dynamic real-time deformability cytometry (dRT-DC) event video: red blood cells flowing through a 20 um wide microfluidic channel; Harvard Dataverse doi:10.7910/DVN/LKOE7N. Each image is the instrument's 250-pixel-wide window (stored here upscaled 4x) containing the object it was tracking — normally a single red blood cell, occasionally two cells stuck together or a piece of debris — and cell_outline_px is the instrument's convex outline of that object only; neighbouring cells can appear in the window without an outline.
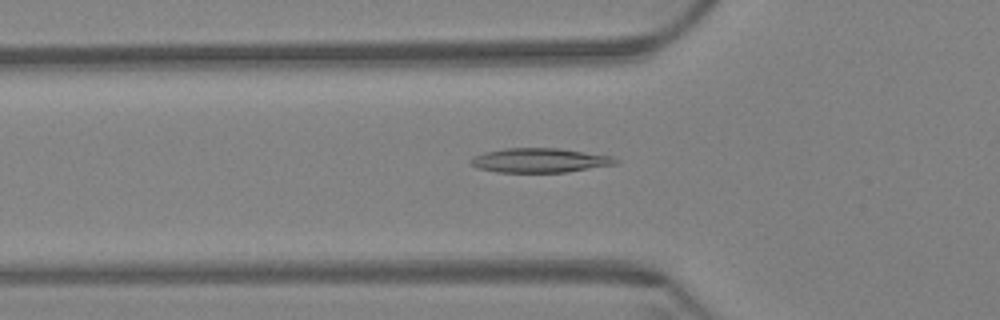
{"species": "Egyptian fruit bat (a non-hibernating species)", "species_latin": "Rousettus aegyptiacus", "temperature_condition": "warm", "stored_images_in_passage": 48, "camera_frame_rate_fps": 3000, "um_per_image_px": 0.085, "animal": {"sex": "female"}, "frame": {"image": 1, "passage_image": 7, "time_ms": 2.0, "image_size_px": [1000, 320], "cell_outline_px": [[620, 160], [616, 164], [564, 172], [496, 172], [480, 168], [472, 164], [468, 160], [472, 156], [484, 152], [504, 148], [560, 148], [612, 156]], "centroid_in_image_um": [45.86, 13.62], "position_along_channel_um": 79.9, "area_um2": 20.52}}
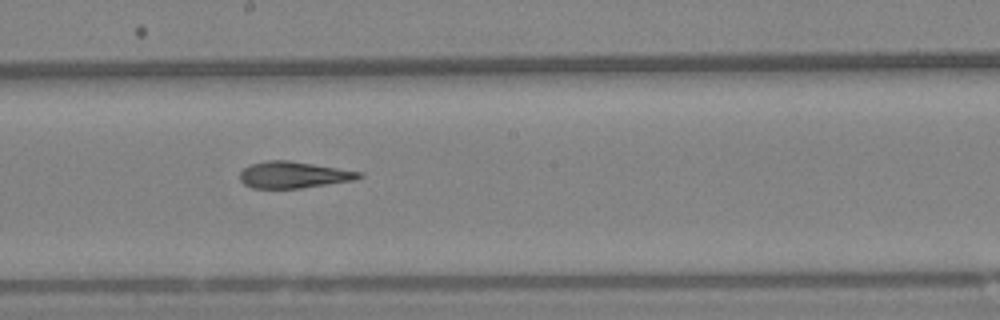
{"frame": {"image": 2, "passage_image": 20, "time_ms": 6.333, "image_size_px": [1000, 320], "cell_outline_px": [[364, 176], [352, 180], [300, 188], [252, 188], [244, 184], [240, 180], [240, 172], [248, 164], [268, 160], [288, 160], [364, 172]], "centroid_in_image_um": [24.92, 14.85], "position_along_channel_um": 223.3, "area_um2": 18.38}}
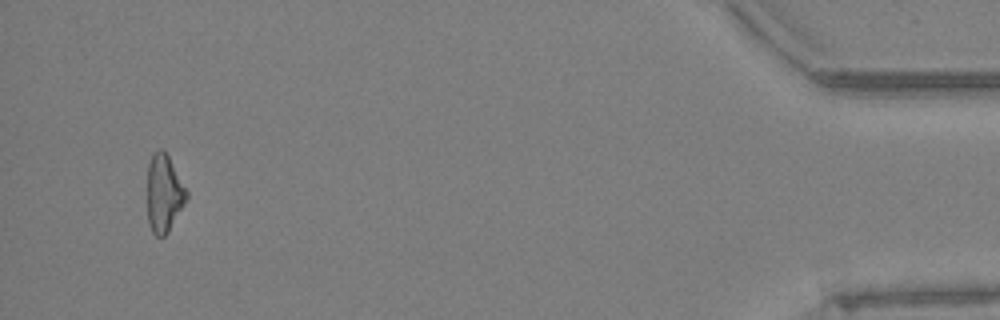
{"frame": {"image": 3, "passage_image": 45, "time_ms": 14.667, "image_size_px": [1000, 320], "cell_outline_px": [[188, 196], [184, 204], [168, 232], [164, 236], [156, 236], [152, 232], [148, 220], [148, 164], [152, 156], [160, 148], [164, 148], [188, 192]], "centroid_in_image_um": [13.94, 16.43], "position_along_channel_um": 421.3, "area_um2": 17.51}, "authors_computed_cell_mechanics": {"area_um2": 18.785, "velocity_mm_per_s": 3.3134, "shape_relaxation_time_tau1_ms": 9.1289, "shape_relaxation_time_tau2_ms": 4.7963, "deformation_change_tau1": 0.2153, "deformation_change_tau2": 0.152}}